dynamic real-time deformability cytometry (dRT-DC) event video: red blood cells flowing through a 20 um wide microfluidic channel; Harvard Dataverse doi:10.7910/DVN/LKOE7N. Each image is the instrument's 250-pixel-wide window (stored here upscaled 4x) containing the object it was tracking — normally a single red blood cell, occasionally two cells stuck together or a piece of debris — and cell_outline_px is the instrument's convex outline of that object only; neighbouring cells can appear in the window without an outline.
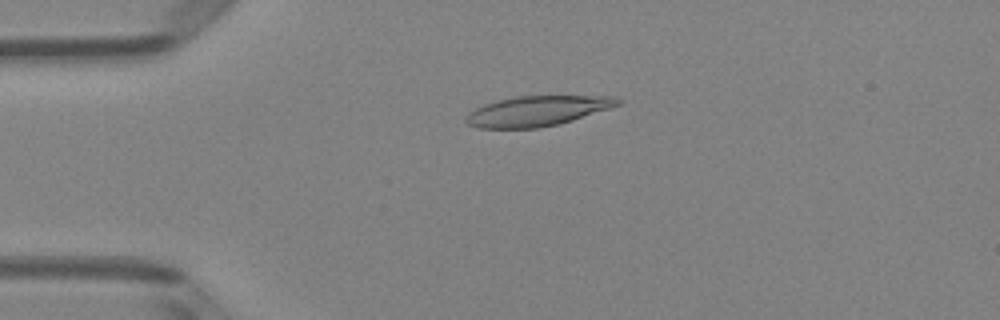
{"species": "Egyptian fruit bat (a non-hibernating species)", "species_latin": "Rousettus aegyptiacus", "temperature_condition": "room temperature", "stored_images_in_passage": 50, "camera_frame_rate_fps": 3000, "um_per_image_px": 0.085, "animal": {"sex": "female"}, "frame": {"image": 1, "passage_image": 12, "time_ms": 3.667, "image_size_px": [1000, 320], "cell_outline_px": [[624, 100], [620, 104], [560, 124], [536, 128], [480, 128], [468, 124], [464, 120], [468, 112], [484, 104], [496, 100], [516, 96], [616, 96]], "centroid_in_image_um": [45.65, 9.42], "position_along_channel_um": 39.4, "area_um2": 26.59}}
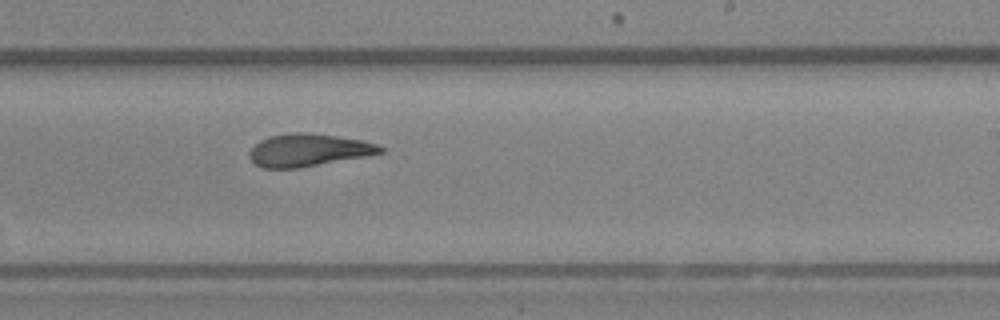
{"frame": {"image": 2, "passage_image": 31, "time_ms": 10.0, "image_size_px": [1000, 320], "cell_outline_px": [[384, 152], [364, 156], [300, 168], [260, 168], [248, 156], [248, 152], [260, 140], [268, 136], [296, 132], [308, 132], [336, 136], [360, 140], [376, 144], [384, 148]], "centroid_in_image_um": [26.17, 12.76], "position_along_channel_um": 262.8, "area_um2": 24.68}}
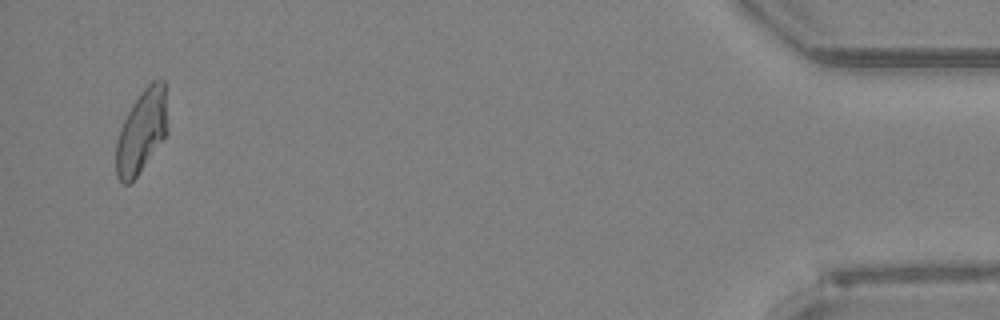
{"frame": {"image": 3, "passage_image": 49, "time_ms": 16.0, "image_size_px": [1000, 320], "cell_outline_px": [[168, 132], [136, 176], [128, 184], [124, 184], [116, 176], [116, 140], [120, 128], [132, 104], [140, 92], [152, 80], [164, 80], [168, 128]], "centroid_in_image_um": [12.03, 11.14], "position_along_channel_um": 423.2, "area_um2": 24.74}, "authors_computed_cell_mechanics": {"area_um2": 25.4898, "velocity_mm_per_s": 4.0267, "shape_relaxation_time_tau1_ms": 7.7018, "shape_relaxation_time_tau2_ms": 2.6364, "deformation_change_tau1": 0.2334, "deformation_change_tau2": 0.1097}}